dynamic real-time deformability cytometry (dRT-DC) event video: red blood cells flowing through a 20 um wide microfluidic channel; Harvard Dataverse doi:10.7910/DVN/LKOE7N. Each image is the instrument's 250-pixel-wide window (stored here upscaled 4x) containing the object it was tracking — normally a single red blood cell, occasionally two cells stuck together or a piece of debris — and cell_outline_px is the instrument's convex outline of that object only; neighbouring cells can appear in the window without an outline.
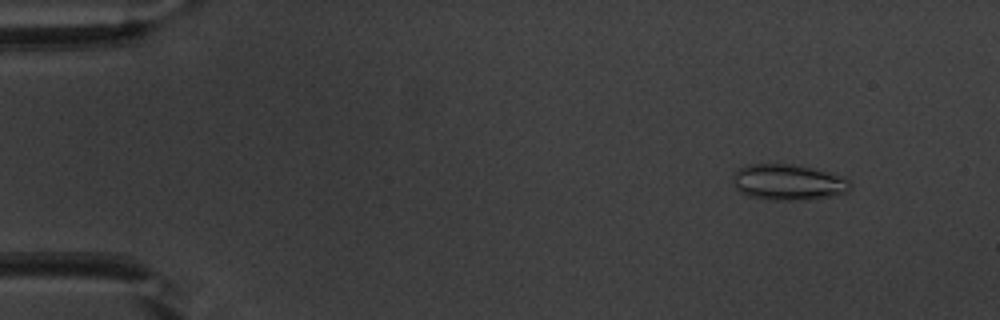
{"species": "common noctule bat (a hibernating species)", "species_latin": "Nyctalus noctula", "temperature_condition": "warm", "stored_images_in_passage": 52, "camera_frame_rate_fps": 3000, "um_per_image_px": 0.085, "animal": {"sex": "male", "body_mass_g": 20.1, "forearm_length_mm": 53.5}, "frame": {"image": 1, "passage_image": 6, "time_ms": 1.667, "image_size_px": [1000, 320], "cell_outline_px": [[852, 188], [848, 192], [808, 200], [764, 200], [748, 196], [740, 192], [736, 188], [732, 176], [740, 168], [748, 164], [792, 164], [812, 168], [840, 176], [848, 180], [852, 184]], "centroid_in_image_um": [66.98, 15.5], "position_along_channel_um": 18.0, "area_um2": 24.57}}
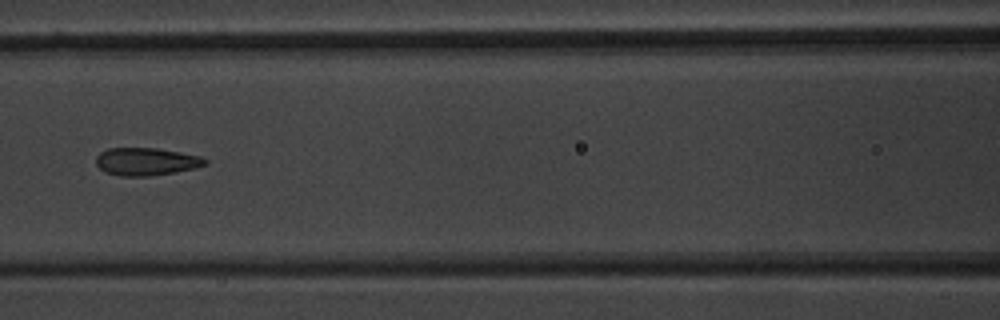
{"frame": {"image": 2, "passage_image": 24, "time_ms": 7.667, "image_size_px": [1000, 320], "cell_outline_px": [[208, 164], [196, 168], [176, 172], [148, 176], [120, 176], [104, 172], [96, 164], [96, 156], [100, 152], [108, 148], [156, 148], [180, 152], [200, 156], [208, 160]], "centroid_in_image_um": [12.43, 13.73], "position_along_channel_um": 154.2, "area_um2": 17.74}}
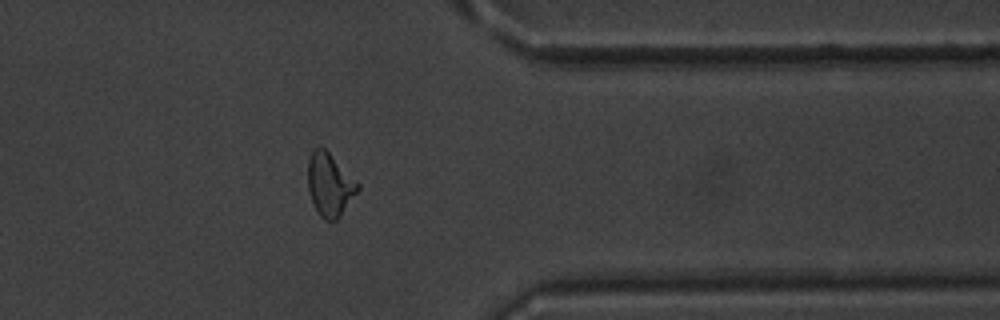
{"frame": {"image": 3, "passage_image": 42, "time_ms": 13.667, "image_size_px": [1000, 320], "cell_outline_px": [[360, 188], [340, 216], [336, 220], [324, 220], [320, 216], [312, 204], [308, 192], [308, 160], [312, 152], [316, 148], [324, 148], [360, 184]], "centroid_in_image_um": [28.01, 15.73], "position_along_channel_um": 383.4, "area_um2": 18.15}, "authors_computed_cell_mechanics": {"area_um2": 18.2359, "velocity_mm_per_s": 3.9801, "shape_relaxation_time_tau1_ms": 6.4222, "shape_relaxation_time_tau2_ms": 1.335, "deformation_change_tau1": 0.1772, "deformation_change_tau2": 0.0967}}